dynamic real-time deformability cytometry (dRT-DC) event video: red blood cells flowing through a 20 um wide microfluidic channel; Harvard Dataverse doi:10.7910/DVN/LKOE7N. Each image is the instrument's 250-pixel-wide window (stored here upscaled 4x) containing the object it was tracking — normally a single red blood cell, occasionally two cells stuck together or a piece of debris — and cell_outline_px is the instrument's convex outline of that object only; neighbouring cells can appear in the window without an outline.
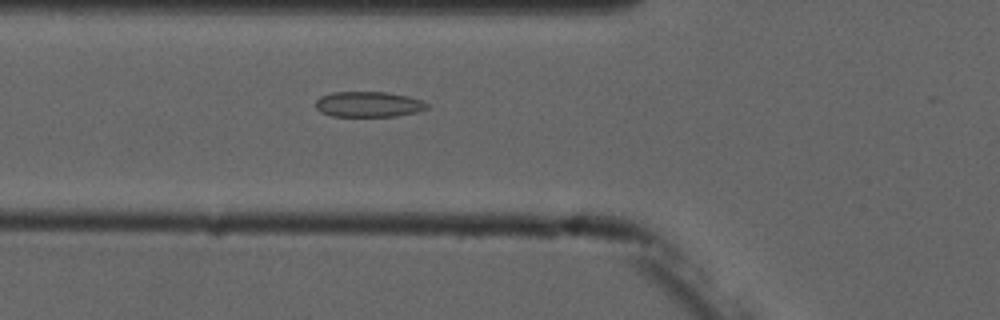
{"species": "common noctule bat (a hibernating species)", "species_latin": "Nyctalus noctula", "temperature_condition": "cold", "stored_images_in_passage": 5, "camera_frame_rate_fps": 3000, "um_per_image_px": 0.085, "animal": {"sex": "male", "forearm_length_mm": 52.5}, "frame": {"image": 1, "passage_image": 5, "time_ms": 4.667, "image_size_px": [1000, 320], "cell_outline_px": [[428, 108], [416, 112], [396, 116], [332, 116], [320, 112], [316, 108], [316, 100], [320, 96], [332, 92], [388, 92], [408, 96], [424, 100], [428, 104]], "centroid_in_image_um": [31.33, 8.86], "position_along_channel_um": 94.5, "area_um2": 16.65}}